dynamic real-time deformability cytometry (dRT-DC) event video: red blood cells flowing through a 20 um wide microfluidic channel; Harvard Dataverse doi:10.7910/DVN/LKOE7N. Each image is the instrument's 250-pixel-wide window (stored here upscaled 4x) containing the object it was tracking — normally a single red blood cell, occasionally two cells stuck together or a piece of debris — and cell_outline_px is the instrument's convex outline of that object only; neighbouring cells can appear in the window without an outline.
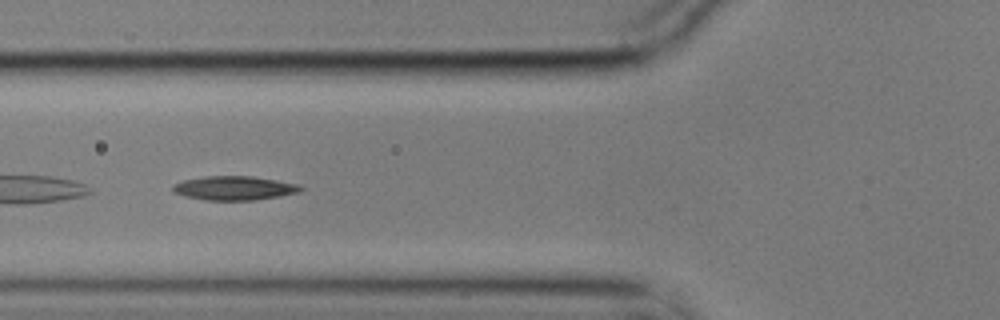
{"species": "common noctule bat (a hibernating species)", "species_latin": "Nyctalus noctula", "temperature_condition": "cold", "stored_images_in_passage": 40, "camera_frame_rate_fps": 3000, "um_per_image_px": 0.085, "animal": {"sex": "male", "body_mass_g": 17.9}, "frame": {"image": 1, "passage_image": 5, "time_ms": 1.333, "image_size_px": [1000, 320], "cell_outline_px": [[304, 188], [300, 192], [280, 196], [256, 200], [204, 200], [184, 196], [172, 192], [172, 184], [184, 180], [204, 176], [252, 176], [276, 180], [296, 184]], "centroid_in_image_um": [19.88, 15.99], "position_along_channel_um": 105.9, "area_um2": 17.98}}
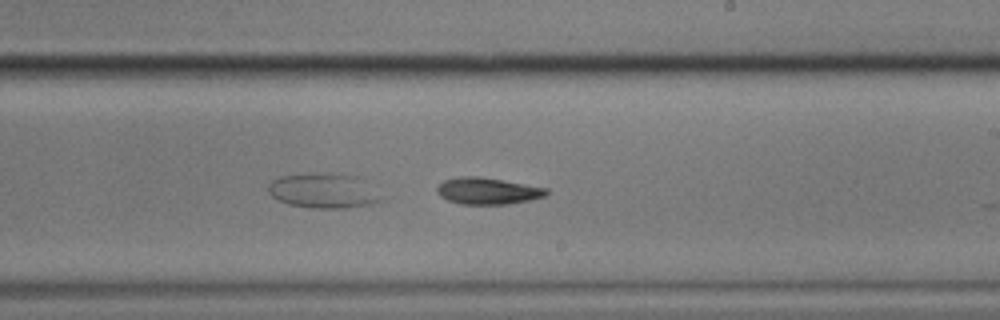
{"frame": {"image": 2, "passage_image": 17, "time_ms": 5.333, "image_size_px": [1000, 320], "cell_outline_px": [[548, 192], [544, 196], [528, 200], [508, 204], [460, 204], [448, 200], [440, 196], [436, 192], [436, 188], [444, 180], [460, 176], [480, 176], [548, 188]], "centroid_in_image_um": [41.42, 16.22], "position_along_channel_um": 247.6, "area_um2": 16.94}}
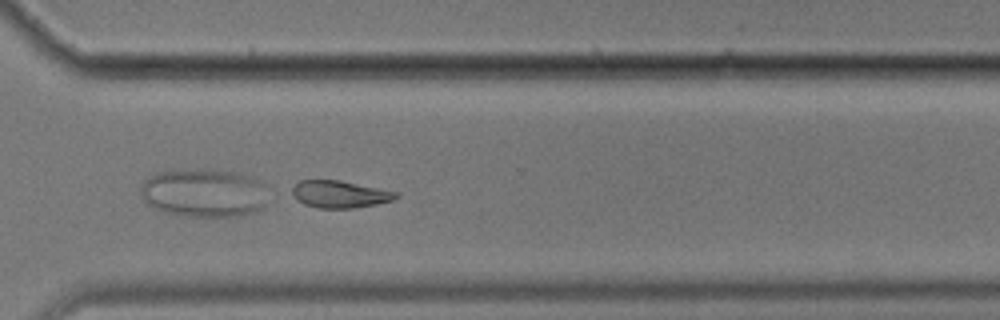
{"frame": {"image": 3, "passage_image": 25, "time_ms": 8.0, "image_size_px": [1000, 320], "cell_outline_px": [[400, 196], [392, 200], [376, 204], [352, 208], [320, 208], [304, 204], [296, 200], [292, 192], [292, 188], [300, 180], [340, 180], [400, 192]], "centroid_in_image_um": [28.91, 16.5], "position_along_channel_um": 341.7, "area_um2": 16.47}, "authors_computed_cell_mechanics": {"area_um2": 17.5134, "velocity_mm_per_s": 3.538, "shape_relaxation_time_tau1_ms": 3.8254, "shape_relaxation_time_tau2_ms": 7.8453, "deformation_change_tau1": 0.1029, "deformation_change_tau2": 0.1312}}